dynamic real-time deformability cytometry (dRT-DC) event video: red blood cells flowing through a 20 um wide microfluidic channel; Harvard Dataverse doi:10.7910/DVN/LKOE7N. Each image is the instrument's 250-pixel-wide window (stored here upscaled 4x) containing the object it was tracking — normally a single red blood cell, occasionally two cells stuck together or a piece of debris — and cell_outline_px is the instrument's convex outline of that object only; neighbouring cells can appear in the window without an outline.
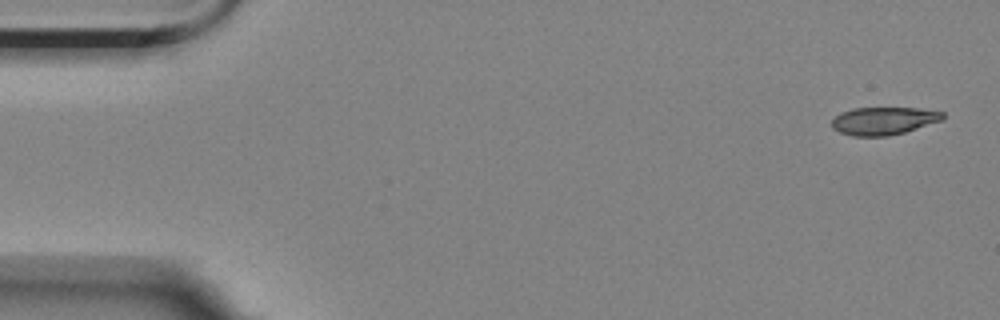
{"species": "Egyptian fruit bat (a non-hibernating species)", "species_latin": "Rousettus aegyptiacus", "temperature_condition": "room temperature", "stored_images_in_passage": 5, "camera_frame_rate_fps": 3000, "um_per_image_px": 0.085, "animal": {"sex": "female"}, "frame": {"image": 1, "passage_image": 1, "time_ms": 0.0, "image_size_px": [1000, 320], "cell_outline_px": [[944, 120], [904, 132], [888, 136], [852, 136], [840, 132], [832, 128], [832, 120], [836, 116], [852, 108], [916, 108], [944, 112]], "centroid_in_image_um": [75.13, 10.27], "position_along_channel_um": 9.9, "area_um2": 17.86}}
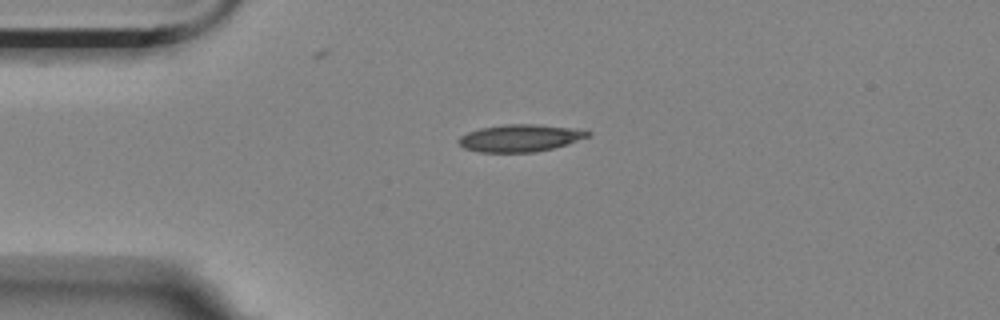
{"frame": {"image": 2, "passage_image": 4, "time_ms": 1.0, "image_size_px": [1000, 320], "cell_outline_px": [[592, 136], [568, 144], [536, 152], [480, 152], [464, 148], [456, 140], [460, 136], [468, 132], [480, 128], [504, 124], [536, 124], [568, 128], [592, 132]], "centroid_in_image_um": [44.2, 11.73], "position_along_channel_um": 40.8, "area_um2": 20.46}}
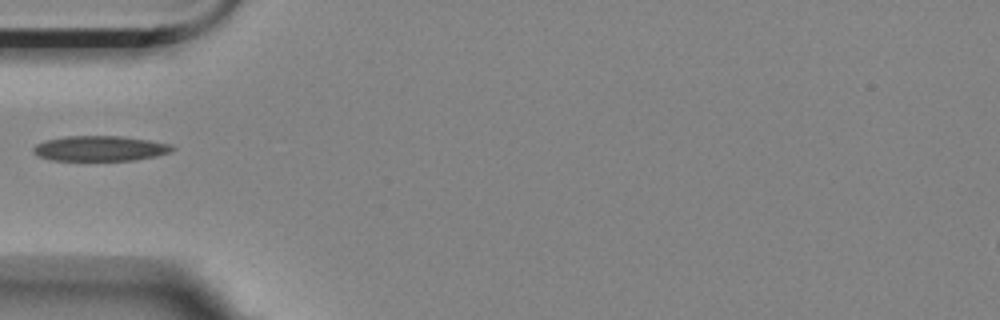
{"frame": {"image": 3, "passage_image": 5, "time_ms": 1.333, "image_size_px": [1000, 320], "cell_outline_px": [[176, 148], [168, 152], [152, 156], [132, 160], [52, 160], [36, 156], [32, 152], [32, 148], [36, 144], [44, 140], [68, 136], [120, 136], [148, 140], [172, 144]], "centroid_in_image_um": [8.43, 12.61], "position_along_channel_um": 76.6, "area_um2": 20.29}}